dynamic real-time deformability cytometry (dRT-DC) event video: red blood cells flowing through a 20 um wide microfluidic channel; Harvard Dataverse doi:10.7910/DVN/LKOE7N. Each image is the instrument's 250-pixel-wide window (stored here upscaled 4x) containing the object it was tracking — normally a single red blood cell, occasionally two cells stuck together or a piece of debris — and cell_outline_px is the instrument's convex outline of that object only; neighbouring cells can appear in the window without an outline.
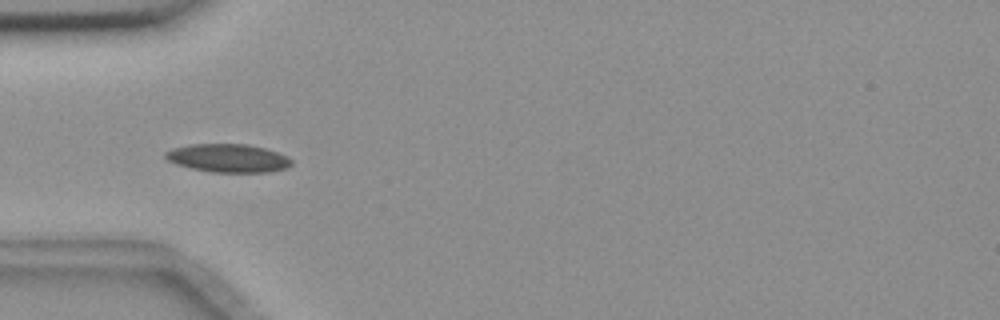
{"species": "common noctule bat (a hibernating species)", "species_latin": "Nyctalus noctula", "temperature_condition": "room temperature", "stored_images_in_passage": 28, "camera_frame_rate_fps": 3000, "um_per_image_px": 0.085, "animal": {"sex": "female", "body_mass_g": 18.4}, "frame": {"image": 1, "passage_image": 5, "time_ms": 1.333, "image_size_px": [1000, 320], "cell_outline_px": [[292, 164], [288, 168], [268, 172], [212, 172], [192, 168], [176, 164], [168, 160], [164, 156], [164, 152], [172, 148], [188, 144], [248, 144], [264, 148], [288, 156], [292, 160]], "centroid_in_image_um": [19.39, 13.43], "position_along_channel_um": 65.6, "area_um2": 20.87}}
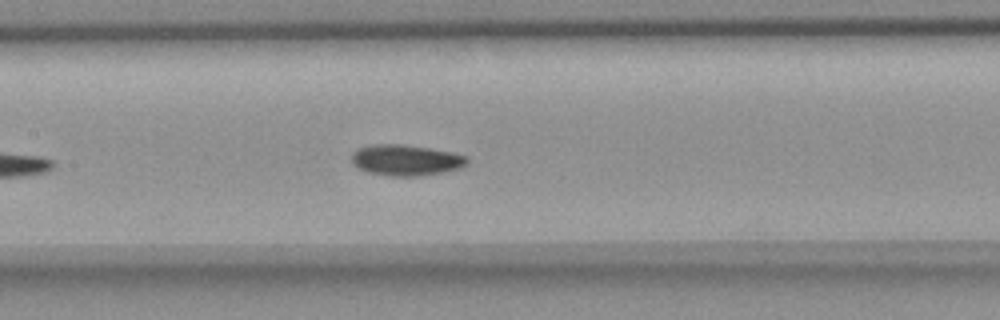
{"frame": {"image": 2, "passage_image": 14, "time_ms": 4.333, "image_size_px": [1000, 320], "cell_outline_px": [[468, 164], [460, 168], [444, 172], [416, 176], [392, 176], [368, 172], [352, 164], [352, 152], [356, 148], [372, 144], [400, 144], [428, 148], [452, 152], [468, 156]], "centroid_in_image_um": [34.5, 13.6], "position_along_channel_um": 172.9, "area_um2": 20.87}}
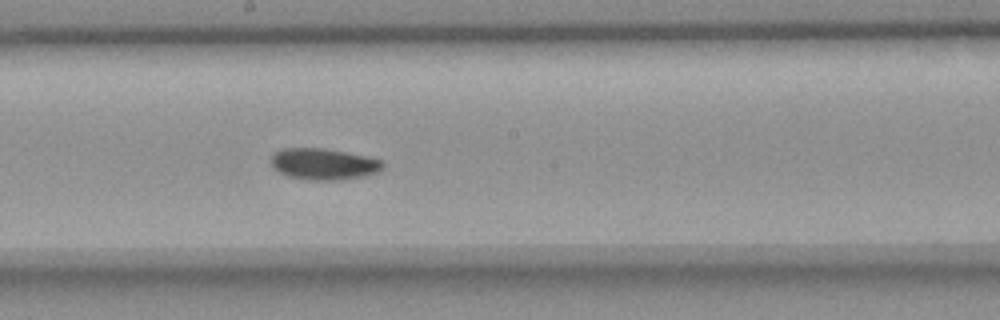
{"frame": {"image": 3, "passage_image": 18, "time_ms": 5.667, "image_size_px": [1000, 320], "cell_outline_px": [[384, 168], [376, 172], [364, 176], [340, 180], [308, 180], [288, 176], [272, 168], [272, 152], [284, 148], [320, 148], [368, 156], [384, 160]], "centroid_in_image_um": [27.52, 13.94], "position_along_channel_um": 220.7, "area_um2": 20.52}}